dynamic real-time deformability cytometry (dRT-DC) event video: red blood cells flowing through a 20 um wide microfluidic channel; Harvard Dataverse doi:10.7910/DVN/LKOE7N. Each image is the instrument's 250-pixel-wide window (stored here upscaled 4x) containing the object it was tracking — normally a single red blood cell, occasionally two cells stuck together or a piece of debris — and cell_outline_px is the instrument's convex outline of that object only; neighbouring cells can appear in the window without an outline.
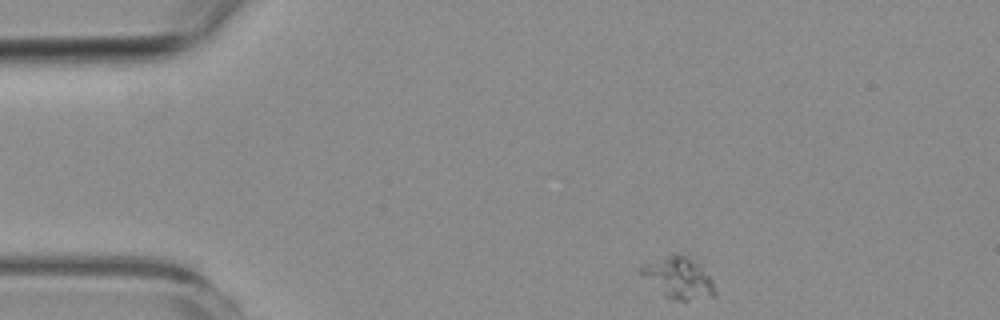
{"species": "common noctule bat (a hibernating species)", "species_latin": "Nyctalus noctula", "temperature_condition": "room temperature", "stored_images_in_passage": 5, "segment_of_instrument_passage": [2, 2], "camera_frame_rate_fps": 3000, "um_per_image_px": 0.085, "animal": {"sex": "female", "body_mass_g": 19.3, "forearm_length_mm": 54.1}, "frame": {"image": 1, "passage_image": 5, "time_ms": 4.667, "image_size_px": [1000, 320], "cell_outline_px": [[716, 296], [688, 300], [676, 300], [664, 296], [640, 272], [640, 268], [644, 264], [664, 256], [688, 256], [700, 264], [712, 280], [716, 292]], "centroid_in_image_um": [57.72, 23.63], "position_along_channel_um": 27.3, "area_um2": 17.34}}